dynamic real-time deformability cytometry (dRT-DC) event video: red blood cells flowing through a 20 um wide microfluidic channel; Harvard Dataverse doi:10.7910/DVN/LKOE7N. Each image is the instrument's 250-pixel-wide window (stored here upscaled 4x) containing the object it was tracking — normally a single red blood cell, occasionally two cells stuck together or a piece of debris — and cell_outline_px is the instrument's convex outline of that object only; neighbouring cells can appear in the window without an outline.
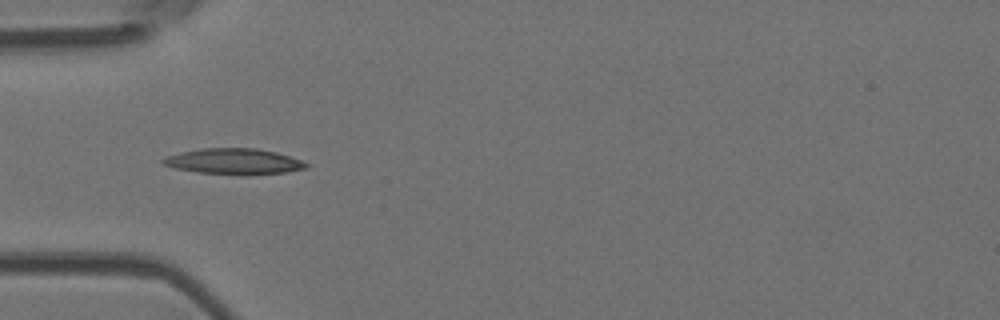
{"species": "Egyptian fruit bat (a non-hibernating species)", "species_latin": "Rousettus aegyptiacus", "temperature_condition": "room temperature", "stored_images_in_passage": 54, "camera_frame_rate_fps": 3000, "um_per_image_px": 0.085, "animal": {"sex": "female"}, "frame": {"image": 1, "passage_image": 17, "time_ms": 5.333, "image_size_px": [1000, 320], "cell_outline_px": [[308, 168], [288, 172], [244, 176], [200, 172], [172, 168], [160, 164], [160, 160], [168, 156], [180, 152], [204, 148], [256, 148], [276, 152], [300, 160], [308, 164]], "centroid_in_image_um": [19.87, 13.74], "position_along_channel_um": 65.1, "area_um2": 21.79}}
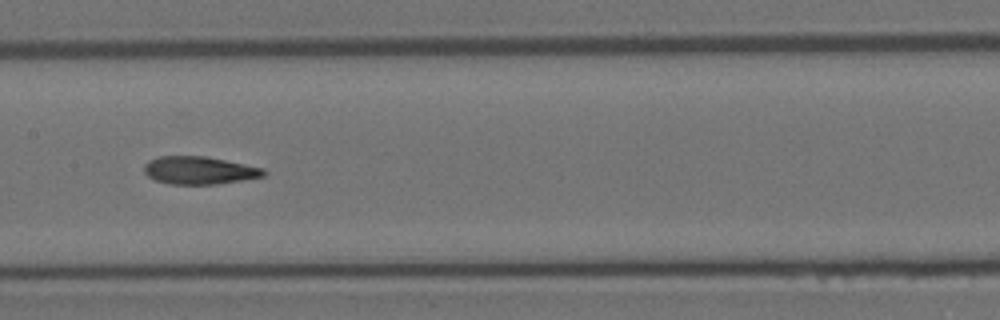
{"frame": {"image": 2, "passage_image": 27, "time_ms": 8.667, "image_size_px": [1000, 320], "cell_outline_px": [[268, 172], [264, 176], [216, 184], [172, 184], [156, 180], [148, 176], [144, 172], [144, 164], [148, 160], [160, 156], [204, 156], [264, 168]], "centroid_in_image_um": [16.92, 14.47], "position_along_channel_um": 190.5, "area_um2": 19.19}}
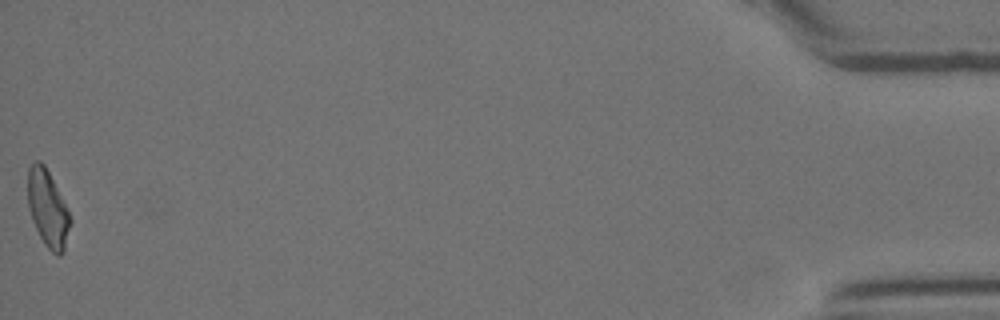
{"frame": {"image": 3, "passage_image": 54, "time_ms": 17.667, "image_size_px": [1000, 320], "cell_outline_px": [[72, 220], [64, 252], [60, 256], [56, 256], [44, 244], [32, 220], [28, 208], [28, 168], [36, 160], [40, 160], [44, 164]], "centroid_in_image_um": [4.05, 17.78], "position_along_channel_um": 431.1, "area_um2": 18.73}, "authors_computed_cell_mechanics": {"area_um2": 19.4208, "velocity_mm_per_s": 3.7679, "shape_relaxation_time_tau1_ms": 7.0091, "shape_relaxation_time_tau2_ms": 4.3569, "deformation_change_tau1": 0.212, "deformation_change_tau2": 0.0961}}